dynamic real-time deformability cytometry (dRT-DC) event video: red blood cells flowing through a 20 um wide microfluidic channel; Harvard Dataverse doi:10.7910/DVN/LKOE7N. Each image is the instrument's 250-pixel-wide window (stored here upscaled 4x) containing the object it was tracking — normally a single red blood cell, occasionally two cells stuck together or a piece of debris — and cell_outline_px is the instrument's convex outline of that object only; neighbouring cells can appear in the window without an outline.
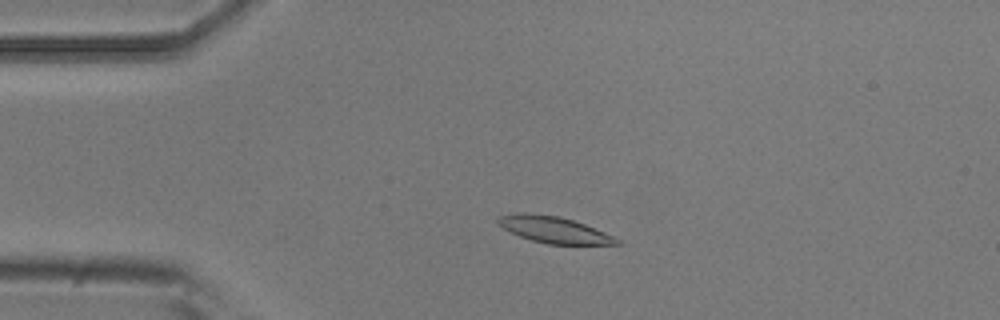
{"species": "common noctule bat (a hibernating species)", "species_latin": "Nyctalus noctula", "temperature_condition": "room temperature", "stored_images_in_passage": 50, "camera_frame_rate_fps": 3000, "um_per_image_px": 0.085, "animal": {"sex": "male", "body_mass_g": 20.5, "forearm_length_mm": 52.5}, "frame": {"image": 1, "passage_image": 9, "time_ms": 2.667, "image_size_px": [1000, 320], "cell_outline_px": [[620, 244], [548, 244], [532, 240], [520, 236], [496, 224], [496, 220], [500, 216], [520, 212], [524, 212], [560, 216], [584, 224], [604, 232], [620, 240]], "centroid_in_image_um": [47.05, 19.51], "position_along_channel_um": 37.9, "area_um2": 18.03}}
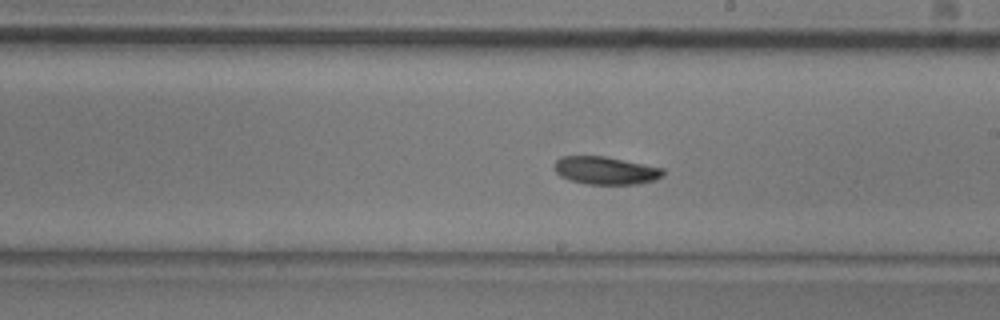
{"frame": {"image": 2, "passage_image": 27, "time_ms": 8.667, "image_size_px": [1000, 320], "cell_outline_px": [[664, 176], [656, 180], [636, 184], [584, 184], [568, 180], [560, 176], [552, 168], [556, 160], [560, 156], [604, 156], [664, 168]], "centroid_in_image_um": [51.45, 14.49], "position_along_channel_um": 237.6, "area_um2": 17.86}}
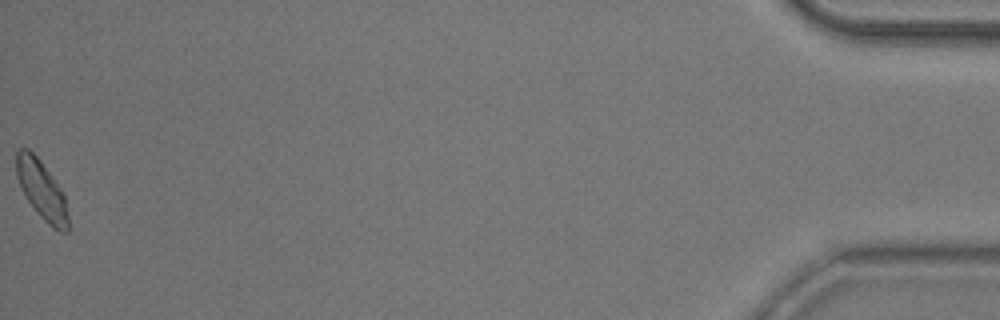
{"frame": {"image": 3, "passage_image": 50, "time_ms": 16.333, "image_size_px": [1000, 320], "cell_outline_px": [[68, 232], [60, 232], [52, 228], [36, 212], [28, 200], [16, 176], [16, 152], [20, 148], [28, 148], [40, 160], [64, 192], [68, 212]], "centroid_in_image_um": [3.57, 16.16], "position_along_channel_um": 431.6, "area_um2": 17.74}, "authors_computed_cell_mechanics": {"area_um2": 18.0336, "velocity_mm_per_s": 3.8401, "shape_relaxation_time_tau1_ms": 4.0033, "shape_relaxation_time_tau2_ms": null, "deformation_change_tau1": 0.105, "deformation_change_tau2": null}}